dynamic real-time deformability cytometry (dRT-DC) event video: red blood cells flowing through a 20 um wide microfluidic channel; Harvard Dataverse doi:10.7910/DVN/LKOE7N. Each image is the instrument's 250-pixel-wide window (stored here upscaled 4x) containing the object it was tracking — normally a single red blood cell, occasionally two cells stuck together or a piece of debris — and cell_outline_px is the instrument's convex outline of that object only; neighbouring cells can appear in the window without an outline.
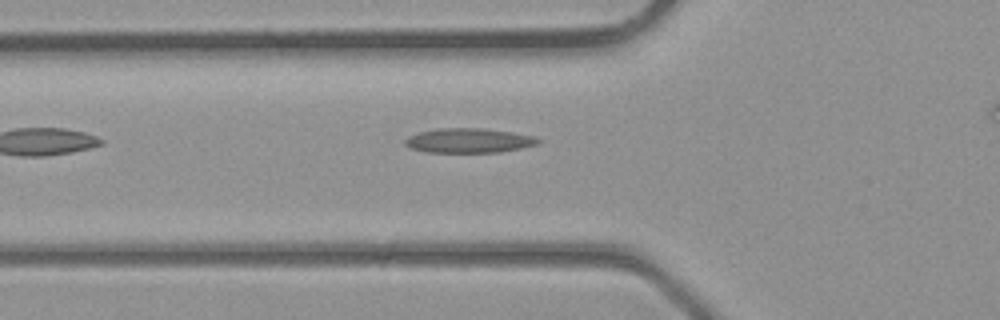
{"species": "common noctule bat (a hibernating species)", "species_latin": "Nyctalus noctula", "temperature_condition": "room temperature", "stored_images_in_passage": 25, "camera_frame_rate_fps": 3000, "um_per_image_px": 0.085, "animal": {"sex": "male", "body_mass_g": 23.1, "forearm_length_mm": 52.7}, "frame": {"image": 1, "passage_image": 3, "time_ms": 0.667, "image_size_px": [1000, 320], "cell_outline_px": [[540, 140], [536, 144], [520, 148], [500, 152], [424, 152], [412, 148], [404, 144], [404, 140], [408, 136], [420, 132], [440, 128], [480, 128], [512, 132], [532, 136]], "centroid_in_image_um": [39.8, 11.95], "position_along_channel_um": 86.0, "area_um2": 18.79}}
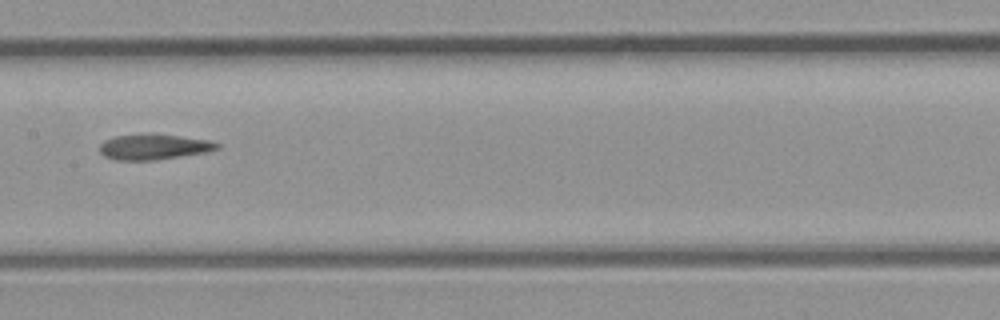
{"frame": {"image": 2, "passage_image": 9, "time_ms": 2.667, "image_size_px": [1000, 320], "cell_outline_px": [[220, 148], [204, 152], [152, 160], [116, 160], [104, 156], [100, 152], [100, 144], [104, 140], [116, 136], [144, 132], [148, 132], [208, 140], [220, 144]], "centroid_in_image_um": [13.01, 12.46], "position_along_channel_um": 194.4, "area_um2": 17.46}}
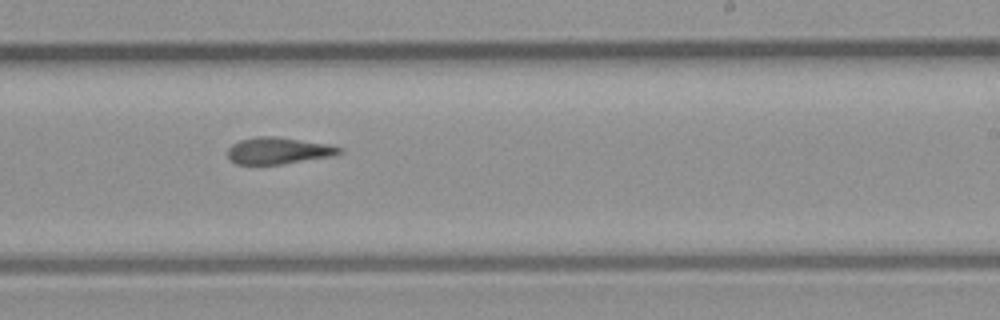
{"frame": {"image": 3, "passage_image": 13, "time_ms": 4.0, "image_size_px": [1000, 320], "cell_outline_px": [[344, 148], [340, 152], [332, 156], [284, 164], [236, 164], [228, 156], [228, 148], [232, 144], [240, 140], [256, 136], [276, 136], [328, 144]], "centroid_in_image_um": [23.66, 12.8], "position_along_channel_um": 265.3, "area_um2": 17.34}}